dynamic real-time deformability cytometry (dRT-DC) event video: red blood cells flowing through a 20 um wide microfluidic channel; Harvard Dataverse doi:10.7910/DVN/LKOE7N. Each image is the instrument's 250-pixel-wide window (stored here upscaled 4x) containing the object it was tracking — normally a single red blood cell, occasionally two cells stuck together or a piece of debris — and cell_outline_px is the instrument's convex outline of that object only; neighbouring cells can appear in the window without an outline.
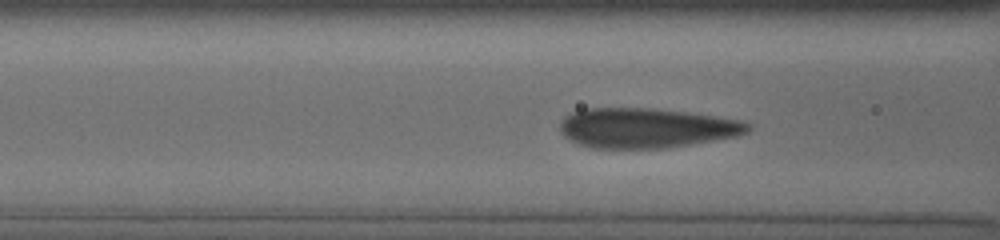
{"species": "human", "species_latin": "Homo sapiens", "temperature_condition": "cold", "stored_images_in_passage": 51, "camera_frame_rate_fps": 3000, "um_per_image_px": 0.085, "donor": {"sex": "male"}, "frame": {"image": 1, "passage_image": 16, "time_ms": 4.0, "image_size_px": [1000, 240], "cell_outline_px": [[752, 128], [748, 132], [736, 136], [692, 144], [668, 148], [592, 148], [580, 144], [564, 136], [560, 132], [560, 124], [564, 116], [572, 112], [584, 108], [648, 108], [684, 112], [744, 120], [752, 124]], "centroid_in_image_um": [54.95, 10.88], "position_along_channel_um": 111.6, "area_um2": 43.7}}
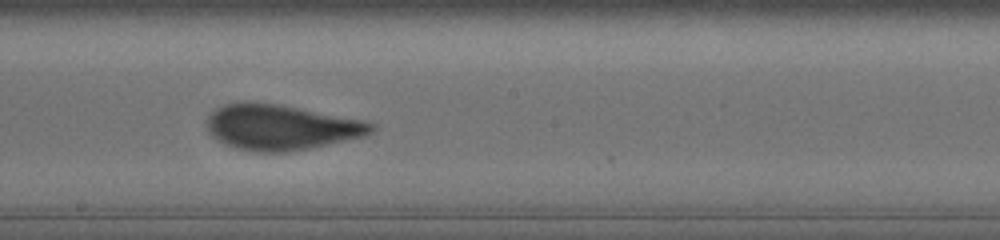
{"frame": {"image": 2, "passage_image": 28, "time_ms": 7.0, "image_size_px": [1000, 240], "cell_outline_px": [[376, 128], [372, 132], [364, 136], [328, 144], [288, 152], [256, 152], [236, 148], [216, 140], [208, 132], [208, 116], [216, 108], [224, 104], [276, 104], [360, 120], [376, 124]], "centroid_in_image_um": [23.87, 10.85], "position_along_channel_um": 224.3, "area_um2": 42.43}}
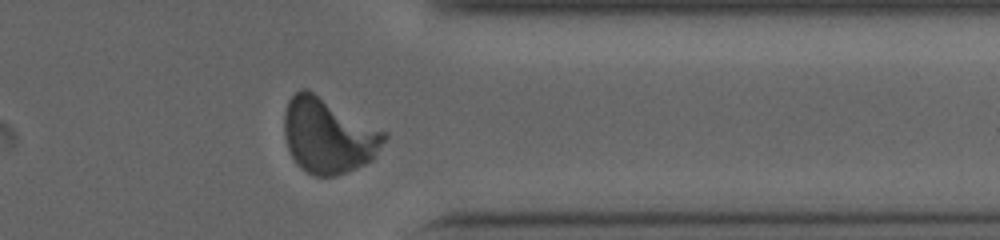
{"frame": {"image": 3, "passage_image": 45, "time_ms": 11.333, "image_size_px": [1000, 240], "cell_outline_px": [[388, 136], [376, 156], [372, 160], [356, 168], [336, 176], [316, 176], [300, 168], [296, 164], [288, 148], [284, 136], [284, 112], [288, 100], [300, 88], [308, 88], [388, 132]], "centroid_in_image_um": [27.92, 11.5], "position_along_channel_um": 383.5, "area_um2": 44.39}}